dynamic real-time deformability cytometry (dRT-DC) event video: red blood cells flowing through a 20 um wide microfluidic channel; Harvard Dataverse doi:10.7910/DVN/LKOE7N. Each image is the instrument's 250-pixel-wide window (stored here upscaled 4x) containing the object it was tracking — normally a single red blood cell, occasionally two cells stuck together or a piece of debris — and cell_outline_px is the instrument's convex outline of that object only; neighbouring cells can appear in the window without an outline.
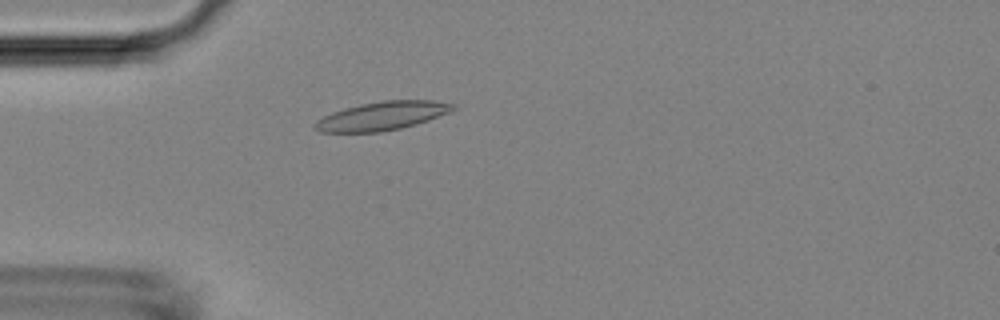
{"species": "Egyptian fruit bat (a non-hibernating species)", "species_latin": "Rousettus aegyptiacus", "temperature_condition": "room temperature", "stored_images_in_passage": 1, "camera_frame_rate_fps": 3000, "um_per_image_px": 0.085, "animal": {"sex": "female"}, "frame": {"image": 1, "passage_image": 1, "time_ms": 0.0, "image_size_px": [1000, 320], "cell_outline_px": [[456, 108], [452, 112], [416, 124], [400, 128], [380, 132], [320, 132], [312, 128], [312, 124], [316, 120], [332, 112], [344, 108], [360, 104], [380, 100], [432, 100], [456, 104]], "centroid_in_image_um": [32.47, 9.85], "position_along_channel_um": 52.5, "area_um2": 23.24}}